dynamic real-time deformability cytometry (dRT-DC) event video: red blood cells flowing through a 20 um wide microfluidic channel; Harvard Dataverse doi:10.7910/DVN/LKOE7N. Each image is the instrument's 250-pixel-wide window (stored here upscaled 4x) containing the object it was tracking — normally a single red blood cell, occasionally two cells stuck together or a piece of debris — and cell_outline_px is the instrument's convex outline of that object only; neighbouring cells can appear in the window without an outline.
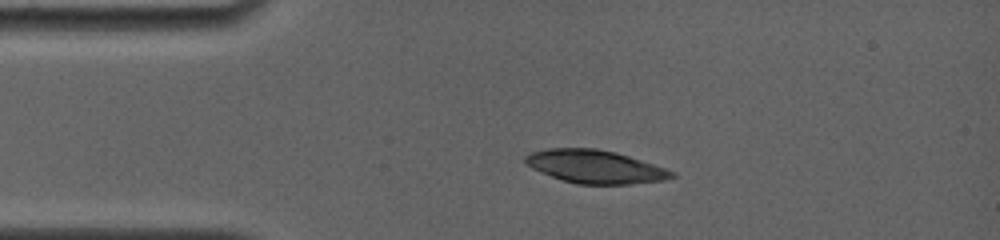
{"species": "common noctule bat (a hibernating species)", "species_latin": "Nyctalus noctula", "temperature_condition": "room temperature", "stored_images_in_passage": 2, "camera_frame_rate_fps": 4000, "um_per_image_px": 0.085, "animal": {"sex": "female", "body_mass_g": 19.0, "forearm_length_mm": 56.7}, "frame": {"image": 1, "passage_image": 1, "time_ms": 0.0, "image_size_px": [1000, 240], "cell_outline_px": [[676, 176], [664, 180], [628, 184], [576, 184], [540, 172], [524, 164], [524, 156], [532, 152], [548, 148], [596, 148], [616, 152], [676, 172]], "centroid_in_image_um": [50.55, 14.16], "position_along_channel_um": 34.4, "area_um2": 28.15}}